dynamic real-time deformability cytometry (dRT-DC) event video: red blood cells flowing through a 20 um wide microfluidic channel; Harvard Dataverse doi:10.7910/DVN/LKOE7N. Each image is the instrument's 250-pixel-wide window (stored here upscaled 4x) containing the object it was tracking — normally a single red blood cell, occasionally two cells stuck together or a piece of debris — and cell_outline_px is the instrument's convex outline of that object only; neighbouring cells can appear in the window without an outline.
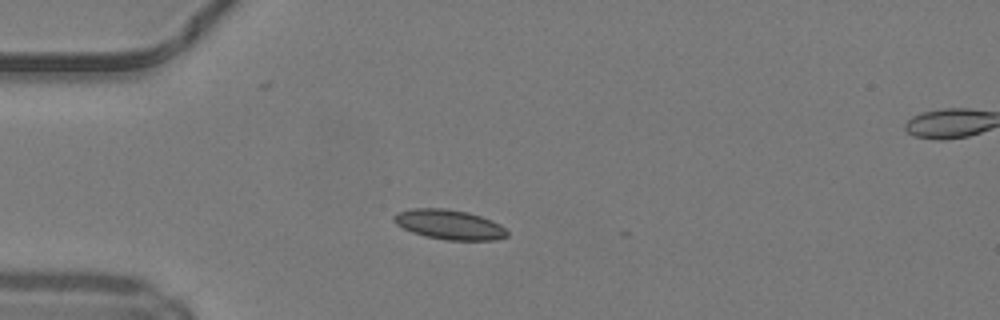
{"species": "common noctule bat (a hibernating species)", "species_latin": "Nyctalus noctula", "temperature_condition": "warm", "stored_images_in_passage": 6, "camera_frame_rate_fps": 3000, "um_per_image_px": 0.085, "animal": {"sex": "male", "body_mass_g": 19.2, "forearm_length_mm": 51.8}, "frame": {"image": 1, "passage_image": 1, "time_ms": 0.0, "image_size_px": [1000, 320], "cell_outline_px": [[508, 236], [496, 240], [448, 240], [424, 236], [412, 232], [396, 224], [392, 220], [392, 216], [396, 212], [412, 208], [448, 208], [468, 212], [480, 216], [500, 224], [508, 232]], "centroid_in_image_um": [38.16, 19.08], "position_along_channel_um": 46.8, "area_um2": 19.77}}
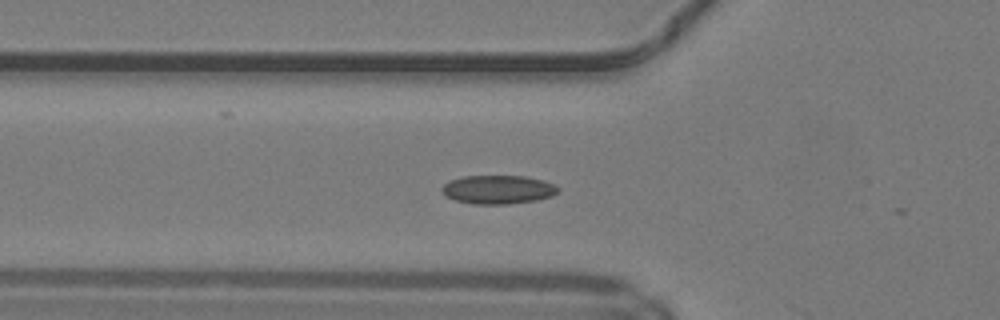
{"frame": {"image": 2, "passage_image": 5, "time_ms": 1.333, "image_size_px": [1000, 320], "cell_outline_px": [[560, 192], [552, 196], [536, 200], [508, 204], [472, 204], [456, 200], [444, 196], [440, 192], [440, 188], [448, 180], [464, 176], [524, 176], [544, 180], [556, 184], [560, 188]], "centroid_in_image_um": [42.33, 16.11], "position_along_channel_um": 83.5, "area_um2": 19.77}}